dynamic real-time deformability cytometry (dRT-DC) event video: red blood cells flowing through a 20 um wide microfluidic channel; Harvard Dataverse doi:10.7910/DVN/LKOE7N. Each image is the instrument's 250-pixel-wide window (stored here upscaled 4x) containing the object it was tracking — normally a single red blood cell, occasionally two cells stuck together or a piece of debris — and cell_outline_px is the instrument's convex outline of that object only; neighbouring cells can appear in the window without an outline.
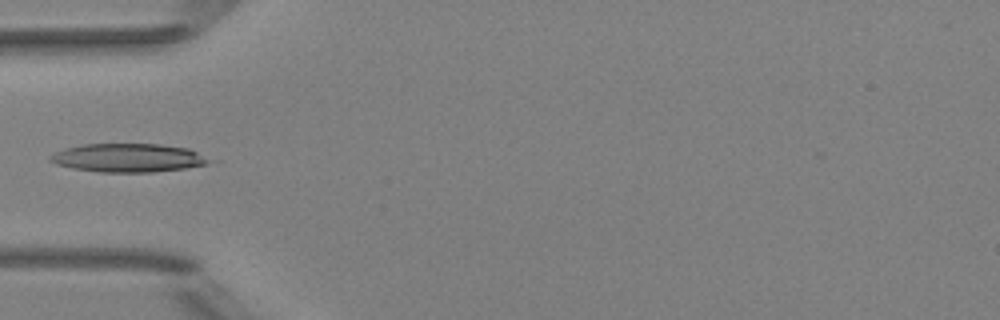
{"species": "Egyptian fruit bat (a non-hibernating species)", "species_latin": "Rousettus aegyptiacus", "temperature_condition": "room temperature", "stored_images_in_passage": 5, "camera_frame_rate_fps": 3000, "um_per_image_px": 0.085, "animal": {"sex": "female"}, "frame": {"image": 1, "passage_image": 5, "time_ms": 1.333, "image_size_px": [1000, 320], "cell_outline_px": [[208, 160], [204, 164], [184, 168], [152, 172], [100, 172], [72, 168], [56, 164], [48, 160], [48, 156], [64, 148], [84, 144], [160, 144], [188, 148], [196, 152]], "centroid_in_image_um": [10.78, 13.41], "position_along_channel_um": 74.2, "area_um2": 26.07}}